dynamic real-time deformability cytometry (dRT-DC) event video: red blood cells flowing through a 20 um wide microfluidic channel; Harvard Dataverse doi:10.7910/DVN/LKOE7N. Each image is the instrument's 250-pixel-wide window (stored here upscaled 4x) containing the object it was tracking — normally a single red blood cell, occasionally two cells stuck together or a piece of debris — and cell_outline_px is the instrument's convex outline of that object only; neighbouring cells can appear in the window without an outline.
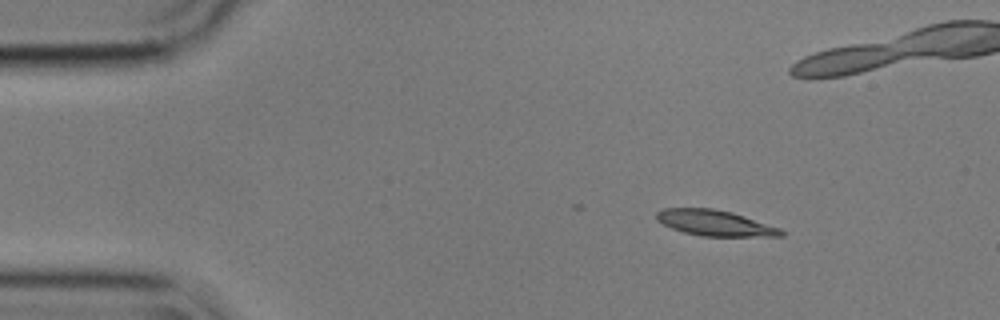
{"species": "common noctule bat (a hibernating species)", "species_latin": "Nyctalus noctula", "temperature_condition": "cold", "stored_images_in_passage": 11, "camera_frame_rate_fps": 3000, "um_per_image_px": 0.085, "animal": {"sex": "male", "body_mass_g": 17.9}, "frame": {"image": 1, "passage_image": 4, "time_ms": 1.0, "image_size_px": [1000, 320], "cell_outline_px": [[784, 236], [700, 236], [684, 232], [672, 228], [656, 220], [656, 212], [664, 208], [712, 208], [732, 212], [780, 228], [784, 232]], "centroid_in_image_um": [60.75, 18.95], "position_along_channel_um": 24.2, "area_um2": 18.55}}